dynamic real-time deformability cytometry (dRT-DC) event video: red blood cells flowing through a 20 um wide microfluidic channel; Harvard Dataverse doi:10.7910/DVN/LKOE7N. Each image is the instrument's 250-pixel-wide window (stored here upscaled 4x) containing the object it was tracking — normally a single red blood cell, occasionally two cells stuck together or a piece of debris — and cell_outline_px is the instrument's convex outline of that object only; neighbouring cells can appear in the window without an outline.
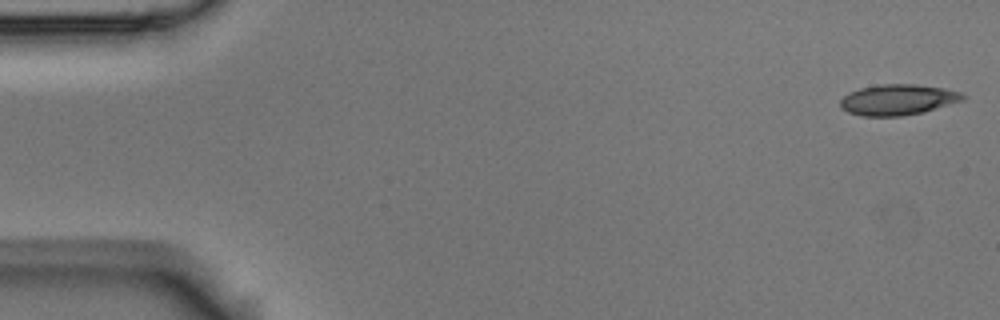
{"species": "Egyptian fruit bat (a non-hibernating species)", "species_latin": "Rousettus aegyptiacus", "temperature_condition": "room temperature", "stored_images_in_passage": 53, "camera_frame_rate_fps": 3000, "um_per_image_px": 0.085, "animal": {"sex": "male"}, "frame": {"image": 1, "passage_image": 1, "time_ms": 0.0, "image_size_px": [1000, 320], "cell_outline_px": [[964, 100], [924, 112], [900, 116], [860, 116], [848, 112], [840, 108], [840, 100], [848, 92], [860, 88], [884, 84], [916, 84], [944, 88], [960, 92], [964, 96]], "centroid_in_image_um": [76.29, 8.48], "position_along_channel_um": 8.7, "area_um2": 21.96}}
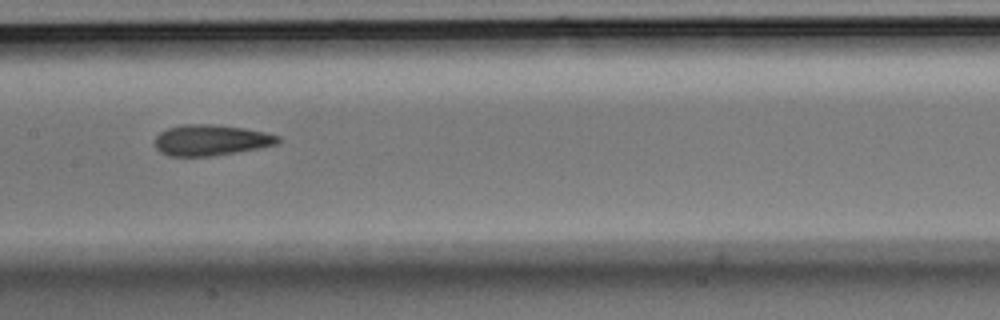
{"frame": {"image": 2, "passage_image": 26, "time_ms": 8.333, "image_size_px": [1000, 320], "cell_outline_px": [[280, 144], [260, 148], [212, 156], [168, 156], [160, 152], [156, 148], [156, 136], [160, 132], [168, 128], [180, 124], [212, 124], [244, 128], [264, 132], [280, 136]], "centroid_in_image_um": [17.94, 11.91], "position_along_channel_um": 189.5, "area_um2": 22.25}}
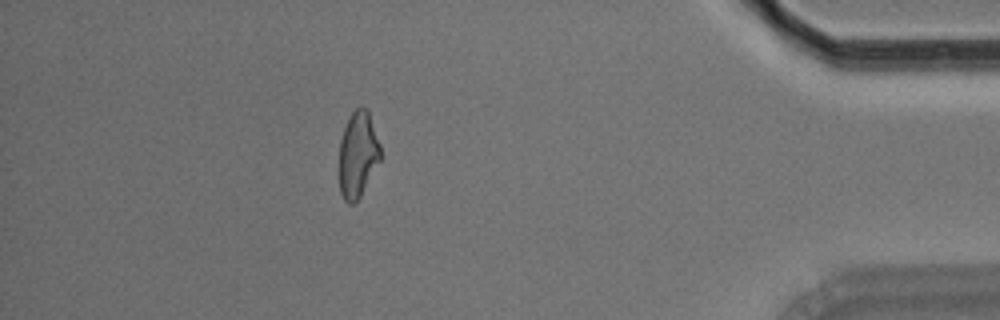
{"frame": {"image": 3, "passage_image": 47, "time_ms": 15.333, "image_size_px": [1000, 320], "cell_outline_px": [[380, 160], [360, 196], [352, 204], [348, 204], [344, 200], [340, 192], [340, 140], [344, 128], [352, 112], [356, 108], [368, 108], [380, 144]], "centroid_in_image_um": [30.42, 13.12], "position_along_channel_um": 404.8, "area_um2": 20.4}, "authors_computed_cell_mechanics": {"area_um2": 21.7328, "velocity_mm_per_s": 3.7412, "shape_relaxation_time_tau1_ms": null, "shape_relaxation_time_tau2_ms": 4.2218, "deformation_change_tau1": null, "deformation_change_tau2": 0.1227}}